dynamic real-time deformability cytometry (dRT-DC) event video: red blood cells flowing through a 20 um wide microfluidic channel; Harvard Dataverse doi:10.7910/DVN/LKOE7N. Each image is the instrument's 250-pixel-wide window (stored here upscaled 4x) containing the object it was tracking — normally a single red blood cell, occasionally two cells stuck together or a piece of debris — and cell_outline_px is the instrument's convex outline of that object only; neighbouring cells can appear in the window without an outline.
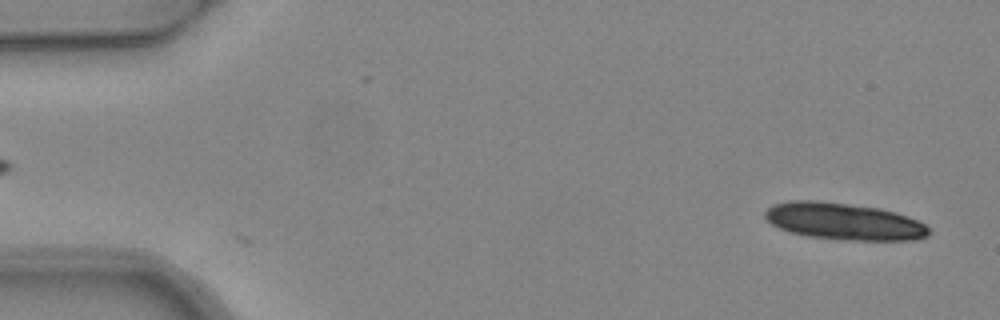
{"species": "common noctule bat (a hibernating species)", "species_latin": "Nyctalus noctula", "temperature_condition": "warm", "stored_images_in_passage": 5, "camera_frame_rate_fps": 3000, "um_per_image_px": 0.085, "animal": {"sex": "female", "body_mass_g": 24.6, "forearm_length_mm": 56.2}, "frame": {"image": 1, "passage_image": 5, "time_ms": 1.333, "image_size_px": [1000, 320], "cell_outline_px": [[928, 236], [912, 240], [848, 240], [808, 236], [792, 232], [780, 228], [772, 224], [764, 216], [764, 212], [772, 204], [788, 200], [812, 200], [848, 204], [880, 208], [896, 212], [908, 216], [924, 224], [928, 228]], "centroid_in_image_um": [71.71, 18.81], "position_along_channel_um": 13.3, "area_um2": 35.03}}